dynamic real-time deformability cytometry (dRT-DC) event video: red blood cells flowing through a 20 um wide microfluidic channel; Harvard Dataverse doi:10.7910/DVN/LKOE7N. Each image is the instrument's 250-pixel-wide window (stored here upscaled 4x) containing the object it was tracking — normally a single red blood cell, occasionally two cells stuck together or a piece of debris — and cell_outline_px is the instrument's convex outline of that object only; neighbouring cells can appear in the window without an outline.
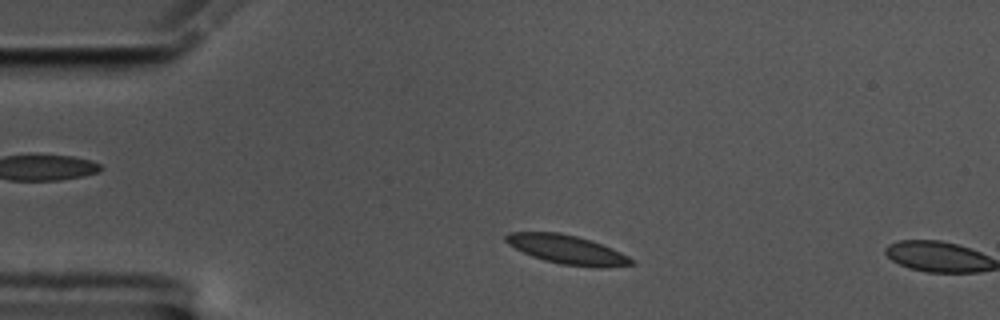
{"species": "common noctule bat (a hibernating species)", "species_latin": "Nyctalus noctula", "temperature_condition": "cold", "stored_images_in_passage": 6, "camera_frame_rate_fps": 3000, "um_per_image_px": 0.085, "animal": {"sex": "male", "body_mass_g": 17.5, "forearm_length_mm": 52.3}, "frame": {"image": 1, "passage_image": 5, "time_ms": 1.333, "image_size_px": [1000, 320], "cell_outline_px": [[636, 264], [608, 268], [596, 268], [560, 264], [544, 260], [532, 256], [508, 244], [504, 240], [504, 236], [508, 232], [560, 232], [576, 236], [612, 248], [636, 260]], "centroid_in_image_um": [48.24, 21.23], "position_along_channel_um": 36.8, "area_um2": 21.27}}